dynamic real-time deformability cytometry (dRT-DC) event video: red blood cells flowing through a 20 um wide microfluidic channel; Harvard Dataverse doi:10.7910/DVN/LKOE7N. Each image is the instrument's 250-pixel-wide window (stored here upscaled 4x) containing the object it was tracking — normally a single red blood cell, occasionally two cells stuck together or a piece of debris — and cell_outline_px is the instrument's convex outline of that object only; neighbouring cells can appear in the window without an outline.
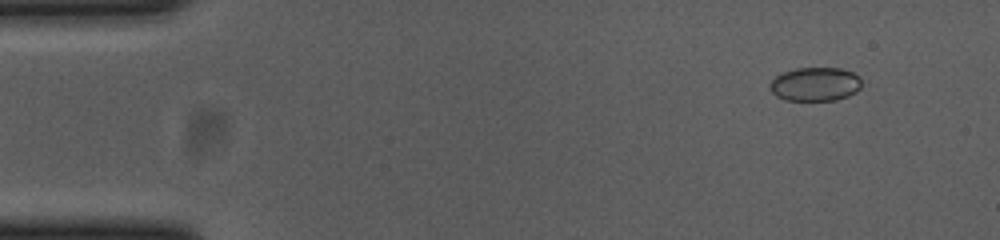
{"species": "common noctule bat (a hibernating species)", "species_latin": "Nyctalus noctula", "temperature_condition": "cold", "stored_images_in_passage": 55, "camera_frame_rate_fps": 3000, "um_per_image_px": 0.085, "animal": {"sex": "female", "body_mass_g": 23.0, "forearm_length_mm": 53.4}, "frame": {"image": 1, "passage_image": 5, "time_ms": 1.333, "image_size_px": [1000, 240], "cell_outline_px": [[860, 88], [856, 92], [848, 96], [836, 100], [784, 100], [776, 96], [768, 88], [772, 80], [776, 76], [784, 72], [796, 68], [840, 68], [852, 72], [860, 76]], "centroid_in_image_um": [69.29, 7.16], "position_along_channel_um": 15.7, "area_um2": 18.09}}
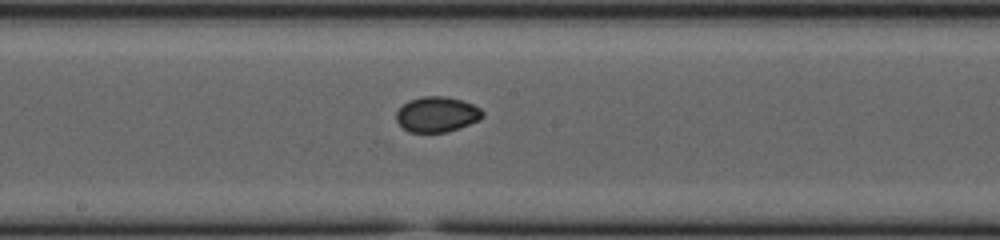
{"frame": {"image": 2, "passage_image": 29, "time_ms": 9.333, "image_size_px": [1000, 240], "cell_outline_px": [[484, 116], [480, 120], [460, 128], [448, 132], [408, 132], [396, 120], [396, 112], [408, 100], [424, 96], [444, 96], [460, 100], [472, 104], [480, 108], [484, 112]], "centroid_in_image_um": [37.16, 9.73], "position_along_channel_um": 211.0, "area_um2": 17.8}}
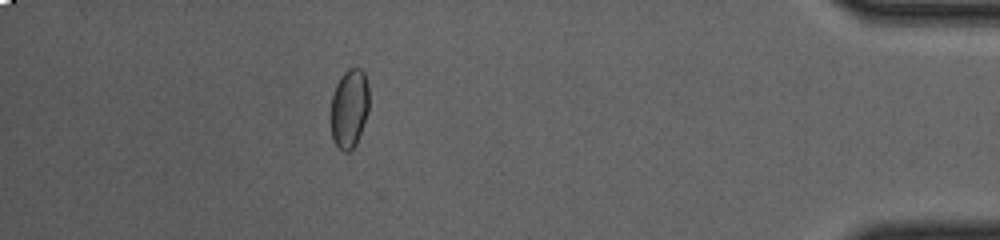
{"frame": {"image": 3, "passage_image": 49, "time_ms": 16.0, "image_size_px": [1000, 240], "cell_outline_px": [[368, 112], [356, 144], [348, 152], [344, 152], [332, 140], [332, 96], [336, 84], [340, 76], [348, 68], [360, 68], [364, 72], [368, 84]], "centroid_in_image_um": [29.7, 9.19], "position_along_channel_um": 405.5, "area_um2": 17.46}, "authors_computed_cell_mechanics": {"area_um2": 17.918, "velocity_mm_per_s": 3.7001, "shape_relaxation_time_tau1_ms": null, "shape_relaxation_time_tau2_ms": 2.3259, "deformation_change_tau1": null, "deformation_change_tau2": 0.0189}}